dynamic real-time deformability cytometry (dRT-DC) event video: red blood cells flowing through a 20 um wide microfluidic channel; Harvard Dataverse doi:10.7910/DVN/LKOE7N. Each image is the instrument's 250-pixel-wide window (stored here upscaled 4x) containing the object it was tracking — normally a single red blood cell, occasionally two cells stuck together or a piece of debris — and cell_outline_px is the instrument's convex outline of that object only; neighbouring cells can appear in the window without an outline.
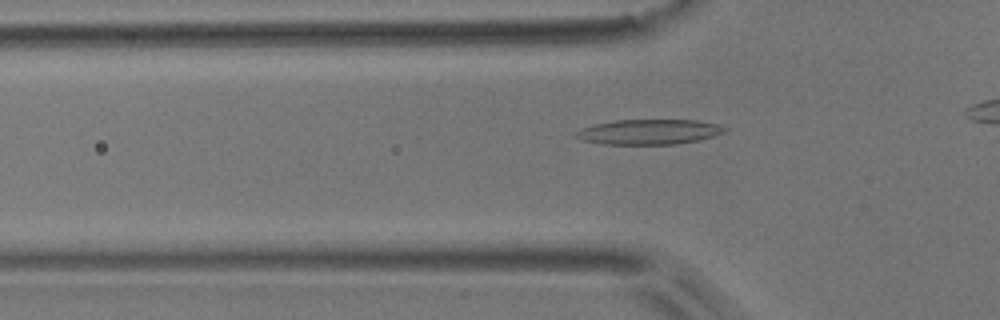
{"species": "common noctule bat (a hibernating species)", "species_latin": "Nyctalus noctula", "temperature_condition": "room temperature", "stored_images_in_passage": 31, "camera_frame_rate_fps": 3000, "um_per_image_px": 0.085, "animal": {"sex": "male", "body_mass_g": 17.9}, "frame": {"image": 1, "passage_image": 4, "time_ms": 1.0, "image_size_px": [1000, 320], "cell_outline_px": [[728, 128], [724, 132], [700, 140], [676, 144], [604, 144], [584, 140], [576, 136], [572, 132], [596, 124], [616, 120], [696, 120], [716, 124]], "centroid_in_image_um": [55.18, 11.21], "position_along_channel_um": 70.6, "area_um2": 21.5}}
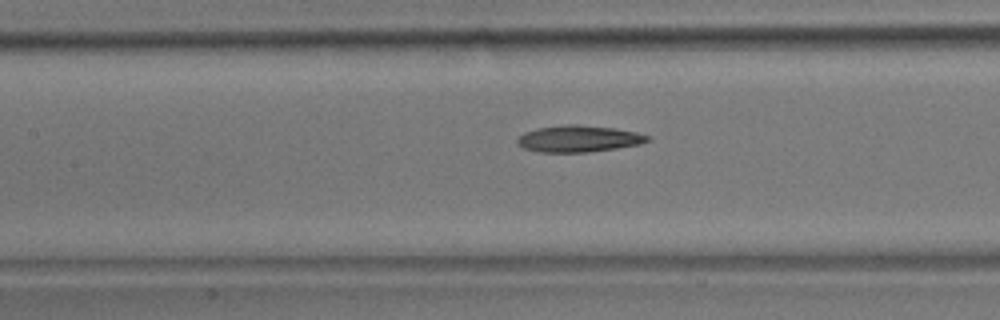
{"frame": {"image": 2, "passage_image": 11, "time_ms": 3.333, "image_size_px": [1000, 320], "cell_outline_px": [[652, 140], [640, 144], [616, 148], [588, 152], [536, 152], [524, 148], [516, 144], [516, 140], [524, 132], [536, 128], [564, 124], [576, 124], [616, 128], [636, 132], [652, 136]], "centroid_in_image_um": [49.19, 11.78], "position_along_channel_um": 158.2, "area_um2": 20.46}}
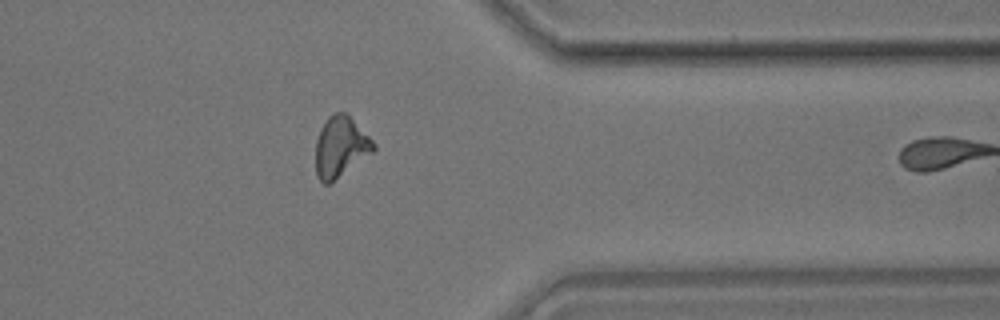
{"frame": {"image": 3, "passage_image": 30, "time_ms": 9.667, "image_size_px": [1000, 320], "cell_outline_px": [[376, 148], [372, 152], [328, 184], [324, 184], [316, 176], [316, 140], [320, 128], [328, 116], [336, 112], [348, 112], [376, 144]], "centroid_in_image_um": [28.94, 12.43], "position_along_channel_um": 382.5, "area_um2": 20.35}}